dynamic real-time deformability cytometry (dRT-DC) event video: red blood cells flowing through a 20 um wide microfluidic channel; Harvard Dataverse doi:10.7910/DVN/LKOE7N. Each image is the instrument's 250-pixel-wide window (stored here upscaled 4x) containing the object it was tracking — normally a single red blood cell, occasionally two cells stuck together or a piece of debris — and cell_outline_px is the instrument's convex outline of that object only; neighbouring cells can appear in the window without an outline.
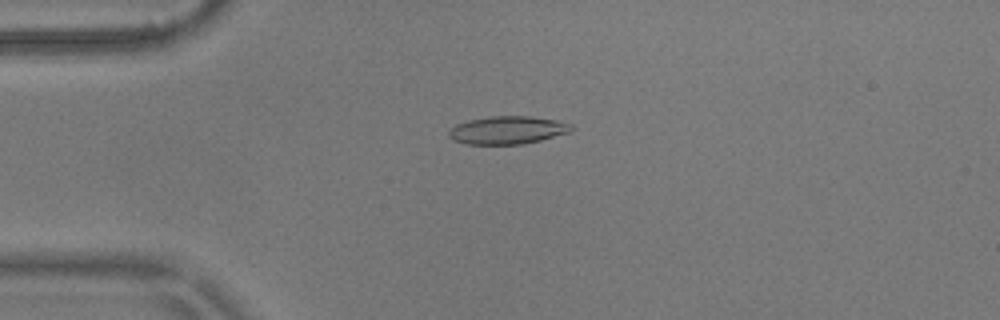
{"species": "common noctule bat (a hibernating species)", "species_latin": "Nyctalus noctula", "temperature_condition": "warm", "stored_images_in_passage": 9, "camera_frame_rate_fps": 3000, "um_per_image_px": 0.085, "animal": {"sex": "male", "body_mass_g": 17.9}, "frame": {"image": 1, "passage_image": 4, "time_ms": 1.0, "image_size_px": [1000, 320], "cell_outline_px": [[572, 128], [568, 132], [540, 140], [524, 144], [468, 144], [452, 140], [448, 136], [448, 132], [456, 124], [468, 120], [488, 116], [528, 116], [556, 120], [572, 124]], "centroid_in_image_um": [43.1, 11.06], "position_along_channel_um": 41.9, "area_um2": 19.83}}